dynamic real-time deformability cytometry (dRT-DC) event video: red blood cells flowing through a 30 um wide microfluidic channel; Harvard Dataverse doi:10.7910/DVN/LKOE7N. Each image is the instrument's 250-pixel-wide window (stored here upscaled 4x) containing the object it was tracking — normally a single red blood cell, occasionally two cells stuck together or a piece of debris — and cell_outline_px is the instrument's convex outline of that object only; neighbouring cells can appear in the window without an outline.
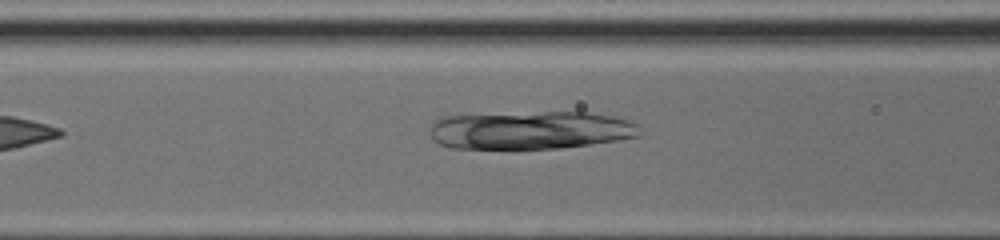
{"species": "common noctule bat (a hibernating species)", "species_latin": "Nyctalus noctula", "temperature_condition": "cold", "stored_images_in_passage": 25, "camera_frame_rate_fps": 3000, "um_per_image_px": 0.085, "animal": {"sex": "female", "body_mass_g": 17.0, "forearm_length_mm": 48.0}, "frame": {"image": 1, "passage_image": 8, "time_ms": 2.333, "image_size_px": [1000, 240], "cell_outline_px": [[596, 140], [576, 144], [532, 148], [480, 148], [472, 144], [472, 140], [476, 124], [480, 120], [492, 116], [504, 116], [540, 120]], "centroid_in_image_um": [44.38, 11.38], "position_along_channel_um": 122.2, "area_um2": 20.06}}
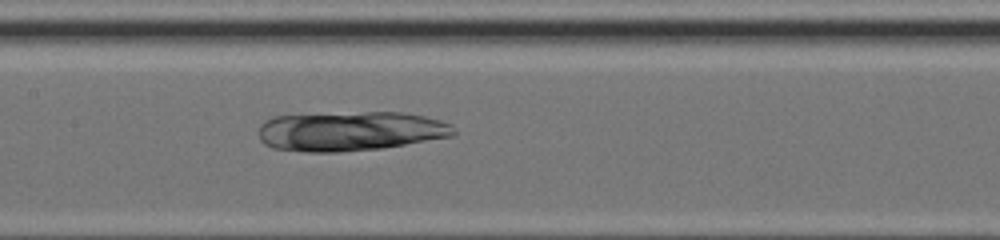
{"frame": {"image": 2, "passage_image": 12, "time_ms": 3.667, "image_size_px": [1000, 240], "cell_outline_px": [[408, 140], [396, 144], [352, 148], [296, 148], [292, 144], [300, 124], [308, 116], [356, 116]], "centroid_in_image_um": [29.07, 11.34], "position_along_channel_um": 178.3, "area_um2": 19.83}}